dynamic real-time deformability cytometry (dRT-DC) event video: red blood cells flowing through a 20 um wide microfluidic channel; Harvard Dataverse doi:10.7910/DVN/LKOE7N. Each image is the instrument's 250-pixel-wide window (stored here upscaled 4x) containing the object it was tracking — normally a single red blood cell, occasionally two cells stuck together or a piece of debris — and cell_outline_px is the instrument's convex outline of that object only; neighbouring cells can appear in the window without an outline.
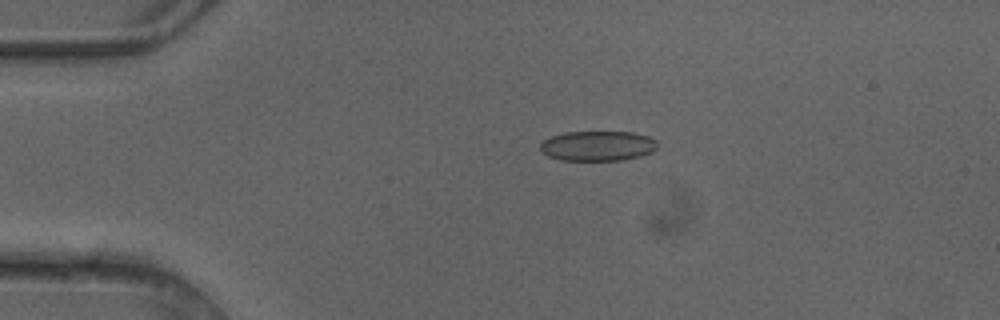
{"species": "common noctule bat (a hibernating species)", "species_latin": "Nyctalus noctula", "temperature_condition": "cold", "stored_images_in_passage": 4, "camera_frame_rate_fps": 3000, "um_per_image_px": 0.085, "animal": {"sex": "female"}, "frame": {"image": 1, "passage_image": 3, "time_ms": 0.667, "image_size_px": [1000, 320], "cell_outline_px": [[656, 148], [652, 152], [640, 156], [620, 160], [560, 160], [548, 156], [540, 152], [540, 144], [544, 140], [552, 136], [564, 132], [632, 132], [648, 136], [656, 140]], "centroid_in_image_um": [50.78, 12.4], "position_along_channel_um": 34.2, "area_um2": 20.46}}